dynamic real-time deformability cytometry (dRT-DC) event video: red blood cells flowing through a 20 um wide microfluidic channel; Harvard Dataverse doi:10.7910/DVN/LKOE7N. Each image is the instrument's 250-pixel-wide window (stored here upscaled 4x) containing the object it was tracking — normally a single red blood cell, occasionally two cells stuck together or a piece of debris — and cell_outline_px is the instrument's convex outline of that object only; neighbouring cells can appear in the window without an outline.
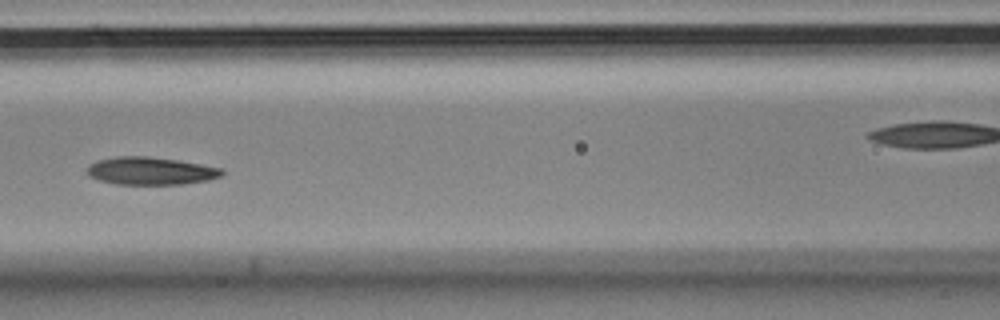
{"species": "Egyptian fruit bat (a non-hibernating species)", "species_latin": "Rousettus aegyptiacus", "temperature_condition": "cold", "stored_images_in_passage": 14, "camera_frame_rate_fps": 3000, "um_per_image_px": 0.085, "animal": {"sex": "male"}, "frame": {"image": 1, "passage_image": 5, "time_ms": 1.333, "image_size_px": [1000, 320], "cell_outline_px": [[224, 176], [208, 180], [184, 184], [116, 184], [100, 180], [88, 176], [88, 168], [96, 160], [116, 156], [148, 156], [176, 160], [200, 164], [220, 168], [224, 172]], "centroid_in_image_um": [12.82, 14.53], "position_along_channel_um": 153.8, "area_um2": 21.68}}
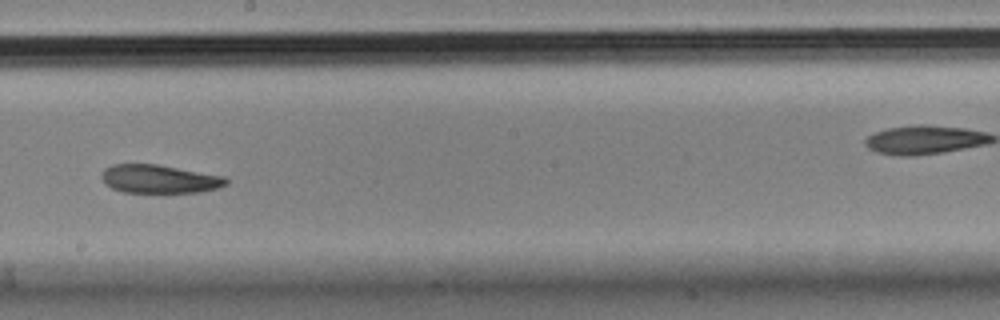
{"frame": {"image": 2, "passage_image": 7, "time_ms": 2.0, "image_size_px": [1000, 320], "cell_outline_px": [[228, 184], [220, 188], [200, 192], [164, 196], [124, 192], [112, 188], [104, 184], [100, 176], [104, 168], [112, 164], [156, 164], [224, 176], [228, 180]], "centroid_in_image_um": [13.54, 15.27], "position_along_channel_um": 234.7, "area_um2": 21.79}}
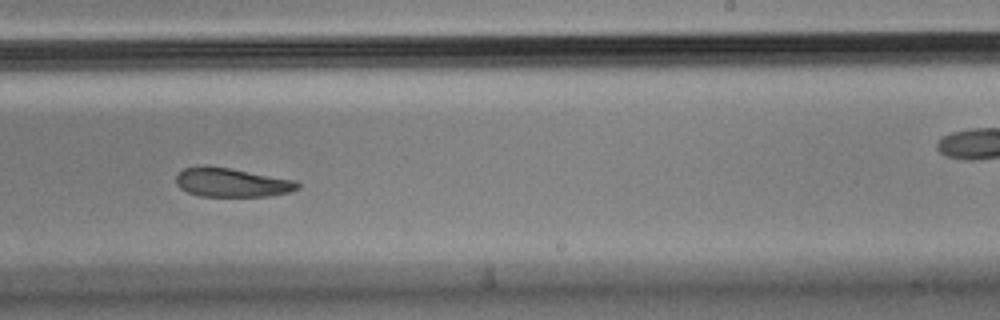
{"frame": {"image": 3, "passage_image": 8, "time_ms": 2.333, "image_size_px": [1000, 320], "cell_outline_px": [[300, 188], [288, 192], [268, 196], [200, 196], [188, 192], [180, 188], [176, 184], [176, 176], [184, 168], [204, 164], [228, 168], [296, 180], [300, 184]], "centroid_in_image_um": [19.68, 15.5], "position_along_channel_um": 269.3, "area_um2": 20.52}}